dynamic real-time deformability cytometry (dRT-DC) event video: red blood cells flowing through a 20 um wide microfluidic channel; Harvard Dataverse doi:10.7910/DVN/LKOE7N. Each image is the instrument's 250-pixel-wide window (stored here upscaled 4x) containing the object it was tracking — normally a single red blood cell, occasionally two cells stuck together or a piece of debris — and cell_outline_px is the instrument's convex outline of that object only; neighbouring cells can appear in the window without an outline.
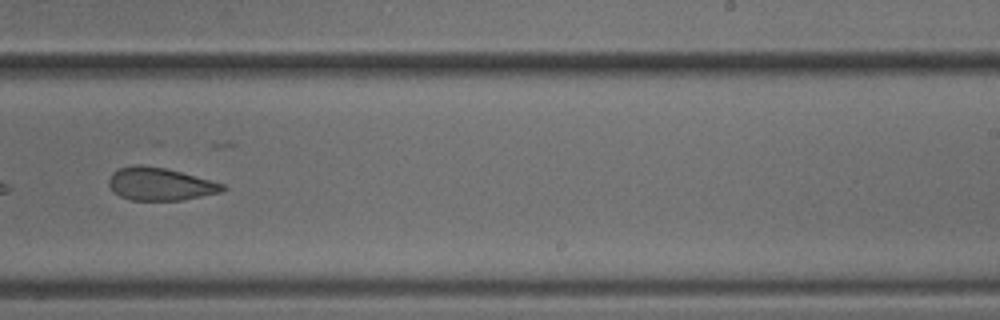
{"species": "common noctule bat (a hibernating species)", "species_latin": "Nyctalus noctula", "temperature_condition": "cold", "stored_images_in_passage": 45, "camera_frame_rate_fps": 3000, "um_per_image_px": 0.085, "animal": {"sex": "male", "body_mass_g": 18.8}, "frame": {"image": 1, "passage_image": 32, "time_ms": 10.333, "image_size_px": [1000, 320], "cell_outline_px": [[228, 188], [224, 192], [180, 200], [128, 200], [112, 192], [108, 184], [108, 180], [112, 172], [120, 168], [136, 164], [140, 164], [164, 168], [180, 172], [224, 184]], "centroid_in_image_um": [13.58, 15.65], "position_along_channel_um": 275.4, "area_um2": 21.79}, "authors_computed_cell_mechanics": {"area_um2": 23.5824, "velocity_mm_per_s": 3.7974, "shape_relaxation_time_tau1_ms": null, "shape_relaxation_time_tau2_ms": 3.132, "deformation_change_tau1": null, "deformation_change_tau2": 0.1027}}